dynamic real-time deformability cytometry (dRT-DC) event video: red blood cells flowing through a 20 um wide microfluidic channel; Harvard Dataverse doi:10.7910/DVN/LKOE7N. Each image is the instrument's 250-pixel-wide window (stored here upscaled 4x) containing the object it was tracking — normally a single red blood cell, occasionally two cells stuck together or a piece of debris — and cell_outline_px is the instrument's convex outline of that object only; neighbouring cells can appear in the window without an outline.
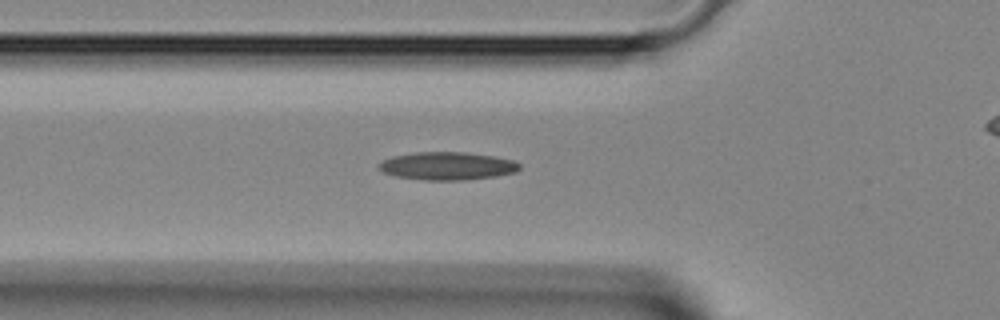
{"species": "Egyptian fruit bat (a non-hibernating species)", "species_latin": "Rousettus aegyptiacus", "temperature_condition": "room temperature", "stored_images_in_passage": 31, "camera_frame_rate_fps": 3000, "um_per_image_px": 0.085, "animal": {"sex": "female"}, "frame": {"image": 1, "passage_image": 8, "time_ms": 2.333, "image_size_px": [1000, 320], "cell_outline_px": [[520, 168], [516, 172], [496, 176], [464, 180], [428, 180], [396, 176], [384, 172], [376, 168], [376, 164], [380, 160], [392, 156], [412, 152], [464, 152], [492, 156], [512, 160], [520, 164]], "centroid_in_image_um": [37.95, 14.1], "position_along_channel_um": 87.8, "area_um2": 23.0}}
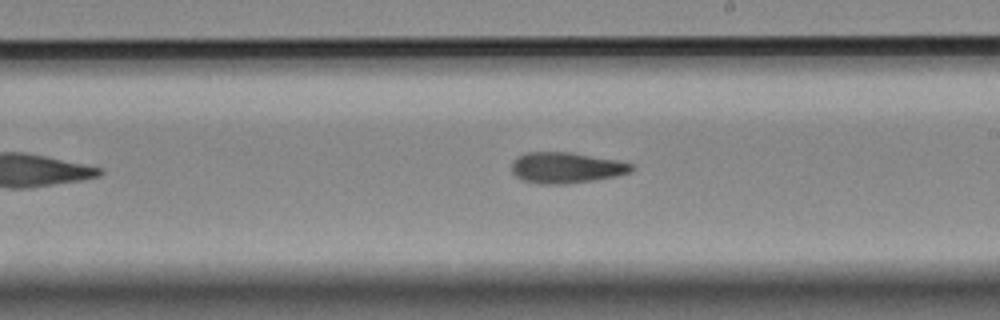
{"frame": {"image": 2, "passage_image": 18, "time_ms": 5.667, "image_size_px": [1000, 320], "cell_outline_px": [[632, 168], [628, 172], [616, 176], [592, 180], [560, 184], [540, 184], [524, 180], [516, 176], [512, 172], [512, 160], [516, 156], [524, 152], [572, 152], [616, 160], [632, 164]], "centroid_in_image_um": [48.05, 14.24], "position_along_channel_um": 240.9, "area_um2": 21.39}}
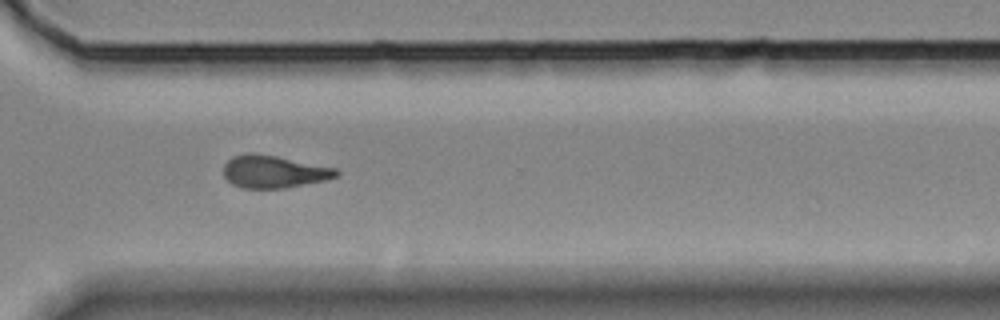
{"frame": {"image": 3, "passage_image": 25, "time_ms": 8.0, "image_size_px": [1000, 320], "cell_outline_px": [[340, 176], [324, 180], [284, 188], [240, 188], [232, 184], [224, 176], [224, 164], [232, 156], [244, 152], [252, 152], [276, 156], [336, 168], [340, 172]], "centroid_in_image_um": [23.25, 14.58], "position_along_channel_um": 347.4, "area_um2": 21.44}}